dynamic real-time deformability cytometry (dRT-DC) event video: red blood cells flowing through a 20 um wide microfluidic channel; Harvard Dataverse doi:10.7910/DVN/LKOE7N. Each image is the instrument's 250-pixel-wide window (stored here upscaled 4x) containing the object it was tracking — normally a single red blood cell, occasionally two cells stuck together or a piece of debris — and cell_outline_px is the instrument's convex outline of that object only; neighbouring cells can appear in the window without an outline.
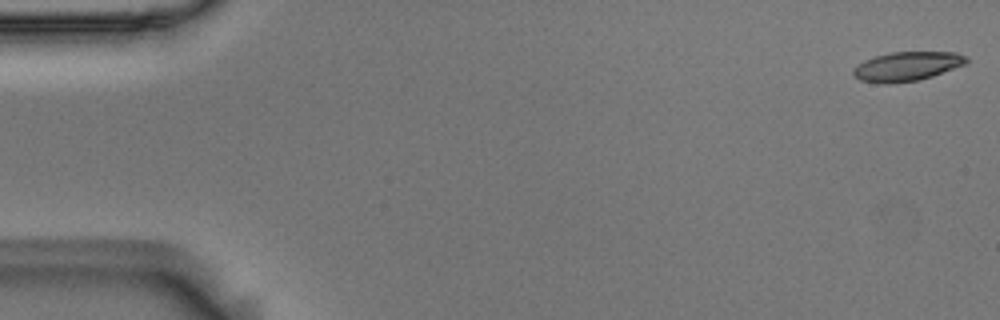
{"species": "Egyptian fruit bat (a non-hibernating species)", "species_latin": "Rousettus aegyptiacus", "temperature_condition": "room temperature", "stored_images_in_passage": 5, "camera_frame_rate_fps": 3000, "um_per_image_px": 0.085, "animal": {"sex": "male"}, "frame": {"image": 1, "passage_image": 1, "time_ms": 0.0, "image_size_px": [1000, 320], "cell_outline_px": [[968, 60], [964, 64], [932, 76], [916, 80], [888, 84], [884, 84], [860, 80], [852, 72], [852, 68], [864, 60], [876, 56], [892, 52], [956, 52], [968, 56]], "centroid_in_image_um": [77.07, 5.63], "position_along_channel_um": 7.9, "area_um2": 19.07}}
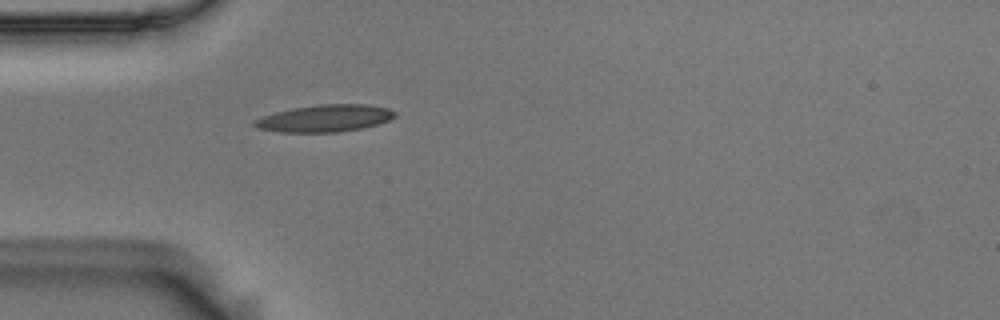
{"frame": {"image": 2, "passage_image": 5, "time_ms": 1.333, "image_size_px": [1000, 320], "cell_outline_px": [[396, 116], [388, 120], [376, 124], [360, 128], [340, 132], [280, 132], [256, 128], [252, 124], [252, 120], [276, 112], [292, 108], [320, 104], [368, 104], [388, 108], [396, 112]], "centroid_in_image_um": [27.59, 10.05], "position_along_channel_um": 57.4, "area_um2": 22.14}}